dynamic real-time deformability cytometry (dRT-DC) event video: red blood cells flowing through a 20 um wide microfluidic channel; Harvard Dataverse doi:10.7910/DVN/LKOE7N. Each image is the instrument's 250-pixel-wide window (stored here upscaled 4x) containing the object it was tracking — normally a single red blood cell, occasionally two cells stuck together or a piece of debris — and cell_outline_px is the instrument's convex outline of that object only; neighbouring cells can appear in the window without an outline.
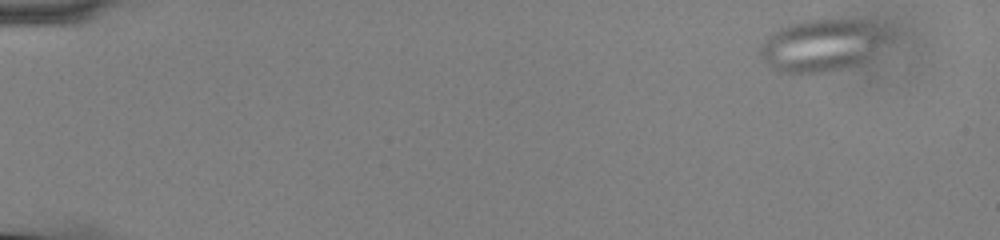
{"species": "common noctule bat (a hibernating species)", "species_latin": "Nyctalus noctula", "temperature_condition": "cold", "stored_images_in_passage": 56, "camera_frame_rate_fps": 3000, "um_per_image_px": 0.085, "animal": {"sex": "male", "body_mass_g": 13.0, "forearm_length_mm": 53.1}, "frame": {"image": 1, "passage_image": 4, "time_ms": 1.0, "image_size_px": [1000, 240], "cell_outline_px": [[896, 36], [892, 44], [864, 60], [848, 68], [828, 72], [776, 72], [760, 56], [760, 48], [768, 36], [772, 32], [788, 24], [804, 20], [840, 16], [864, 20], [888, 28]], "centroid_in_image_um": [70.05, 3.79], "position_along_channel_um": 15.0, "area_um2": 40.63}}
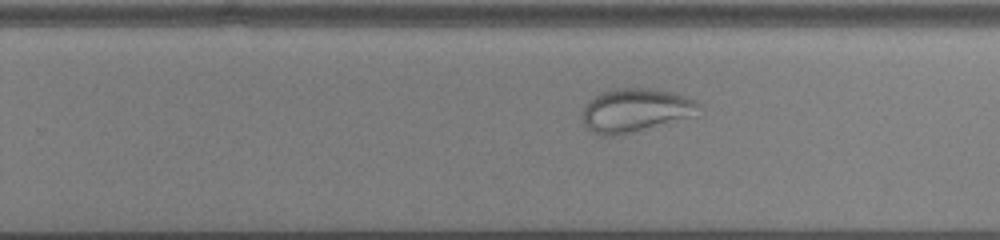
{"frame": {"image": 2, "passage_image": 37, "time_ms": 12.0, "image_size_px": [1000, 240], "cell_outline_px": [[700, 104], [696, 116], [632, 132], [612, 136], [600, 136], [592, 132], [584, 124], [584, 108], [588, 100], [600, 92], [612, 88], [652, 88], [672, 92], [696, 100]], "centroid_in_image_um": [54.02, 9.36], "position_along_channel_um": 275.8, "area_um2": 29.65}}
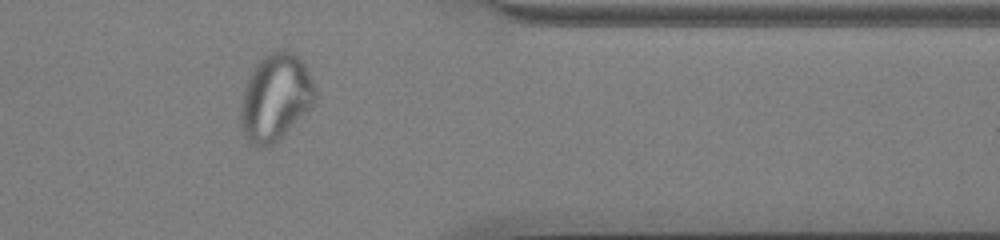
{"frame": {"image": 3, "passage_image": 47, "time_ms": 15.333, "image_size_px": [1000, 240], "cell_outline_px": [[316, 100], [268, 148], [256, 148], [248, 140], [240, 124], [240, 104], [244, 88], [256, 64], [268, 52], [284, 48], [292, 52], [304, 64], [316, 88]], "centroid_in_image_um": [23.38, 8.26], "position_along_channel_um": 388.0, "area_um2": 37.11}}